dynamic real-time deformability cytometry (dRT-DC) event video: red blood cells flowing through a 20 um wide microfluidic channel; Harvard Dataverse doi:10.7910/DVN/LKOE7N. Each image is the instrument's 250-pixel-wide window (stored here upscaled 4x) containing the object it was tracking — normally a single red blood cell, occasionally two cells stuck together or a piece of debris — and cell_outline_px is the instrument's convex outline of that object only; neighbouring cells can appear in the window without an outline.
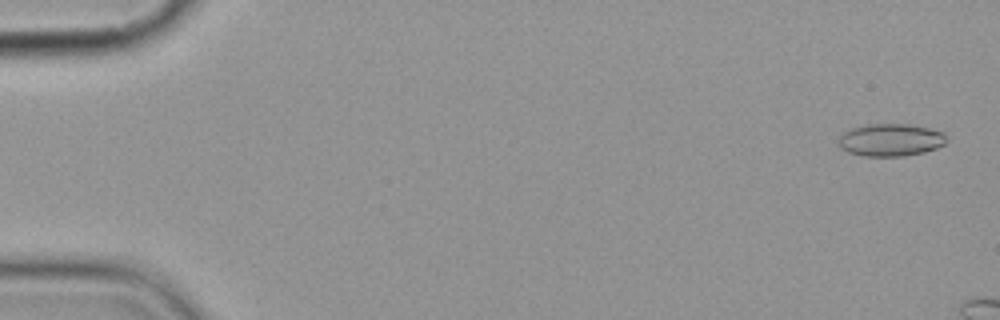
{"species": "common noctule bat (a hibernating species)", "species_latin": "Nyctalus noctula", "temperature_condition": "cold", "stored_images_in_passage": 3, "camera_frame_rate_fps": 3000, "um_per_image_px": 0.085, "animal": {"sex": "female", "body_mass_g": 19.9}, "frame": {"image": 1, "passage_image": 1, "time_ms": 0.0, "image_size_px": [1000, 320], "cell_outline_px": [[948, 140], [944, 144], [936, 148], [924, 152], [904, 156], [864, 156], [848, 152], [840, 148], [836, 140], [844, 132], [852, 128], [864, 124], [908, 124], [928, 128], [944, 132], [948, 136]], "centroid_in_image_um": [75.7, 11.89], "position_along_channel_um": 9.3, "area_um2": 20.69}}